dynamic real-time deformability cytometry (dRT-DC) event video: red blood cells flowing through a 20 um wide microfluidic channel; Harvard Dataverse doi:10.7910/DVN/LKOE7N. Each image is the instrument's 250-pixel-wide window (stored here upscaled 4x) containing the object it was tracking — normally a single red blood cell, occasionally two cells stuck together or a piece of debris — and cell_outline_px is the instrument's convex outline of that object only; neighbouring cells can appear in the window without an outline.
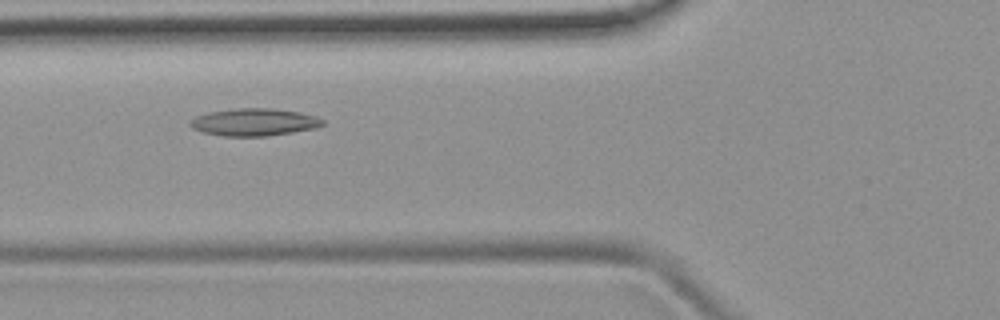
{"species": "common noctule bat (a hibernating species)", "species_latin": "Nyctalus noctula", "temperature_condition": "room temperature", "stored_images_in_passage": 43, "camera_frame_rate_fps": 3000, "um_per_image_px": 0.085, "animal": {"sex": "female", "body_mass_g": 19.9}, "frame": {"image": 1, "passage_image": 15, "time_ms": 4.667, "image_size_px": [1000, 320], "cell_outline_px": [[324, 124], [316, 128], [292, 132], [264, 136], [224, 136], [204, 132], [192, 128], [188, 124], [196, 116], [208, 112], [232, 108], [272, 108], [300, 112], [316, 116], [324, 120]], "centroid_in_image_um": [21.61, 10.37], "position_along_channel_um": 104.2, "area_um2": 21.15}}
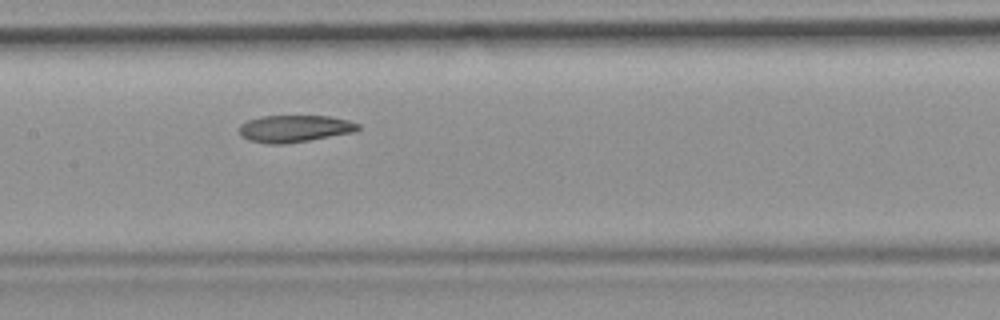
{"frame": {"image": 2, "passage_image": 21, "time_ms": 6.667, "image_size_px": [1000, 320], "cell_outline_px": [[360, 128], [356, 132], [284, 144], [268, 144], [248, 140], [240, 136], [240, 124], [248, 120], [260, 116], [332, 116], [348, 120], [360, 124]], "centroid_in_image_um": [25.04, 10.93], "position_along_channel_um": 182.4, "area_um2": 18.84}}
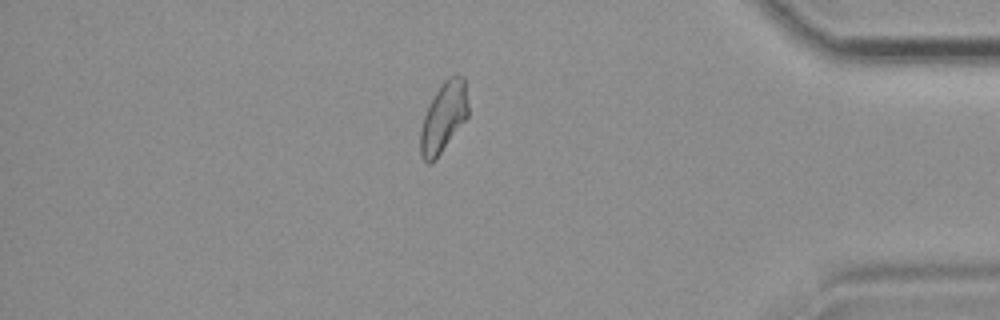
{"frame": {"image": 3, "passage_image": 40, "time_ms": 13.0, "image_size_px": [1000, 320], "cell_outline_px": [[468, 116], [436, 160], [432, 164], [428, 164], [420, 156], [420, 128], [428, 104], [440, 84], [448, 76], [456, 72], [464, 76], [468, 104]], "centroid_in_image_um": [37.69, 9.95], "position_along_channel_um": 397.5, "area_um2": 19.94}}